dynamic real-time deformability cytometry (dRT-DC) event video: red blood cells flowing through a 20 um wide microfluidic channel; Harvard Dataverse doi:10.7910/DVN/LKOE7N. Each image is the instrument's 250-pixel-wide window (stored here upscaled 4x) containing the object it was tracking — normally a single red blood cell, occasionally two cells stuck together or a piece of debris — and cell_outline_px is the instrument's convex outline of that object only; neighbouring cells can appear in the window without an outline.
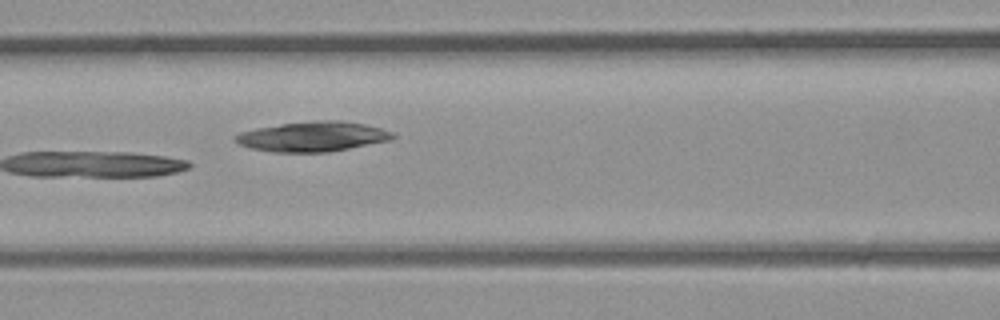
{"species": "common noctule bat (a hibernating species)", "species_latin": "Nyctalus noctula", "temperature_condition": "room temperature", "stored_images_in_passage": 9, "camera_frame_rate_fps": 3000, "um_per_image_px": 0.085, "animal": {"sex": "male", "body_mass_g": 23.1, "forearm_length_mm": 52.7}, "frame": {"image": 1, "passage_image": 9, "time_ms": 2.667, "image_size_px": [1000, 320], "cell_outline_px": [[396, 136], [392, 140], [328, 152], [272, 152], [252, 148], [240, 144], [232, 140], [232, 136], [240, 132], [256, 128], [280, 124], [312, 120], [340, 120], [364, 124], [380, 128], [392, 132]], "centroid_in_image_um": [26.56, 11.6], "position_along_channel_um": 140.0, "area_um2": 27.57}}